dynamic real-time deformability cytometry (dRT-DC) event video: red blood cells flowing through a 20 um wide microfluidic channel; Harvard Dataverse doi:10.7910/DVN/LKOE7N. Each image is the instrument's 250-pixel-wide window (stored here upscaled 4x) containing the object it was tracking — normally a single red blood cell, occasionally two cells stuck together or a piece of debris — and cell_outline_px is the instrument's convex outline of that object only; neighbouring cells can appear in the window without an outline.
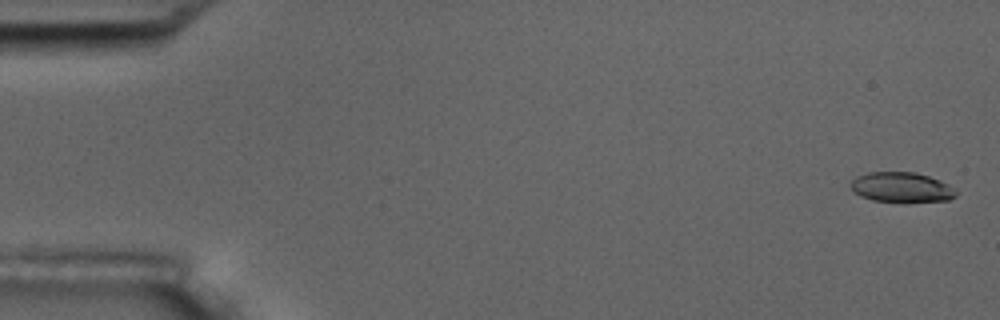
{"species": "common noctule bat (a hibernating species)", "species_latin": "Nyctalus noctula", "temperature_condition": "room temperature", "stored_images_in_passage": 5, "camera_frame_rate_fps": 3000, "um_per_image_px": 0.085, "animal": {"sex": "male", "body_mass_g": 17.5, "forearm_length_mm": 52.3}, "frame": {"image": 1, "passage_image": 1, "time_ms": 0.0, "image_size_px": [1000, 320], "cell_outline_px": [[960, 192], [956, 196], [948, 200], [904, 204], [872, 200], [860, 196], [852, 192], [848, 184], [856, 176], [868, 172], [916, 172], [940, 180], [948, 184]], "centroid_in_image_um": [76.62, 15.95], "position_along_channel_um": 8.4, "area_um2": 19.31}}
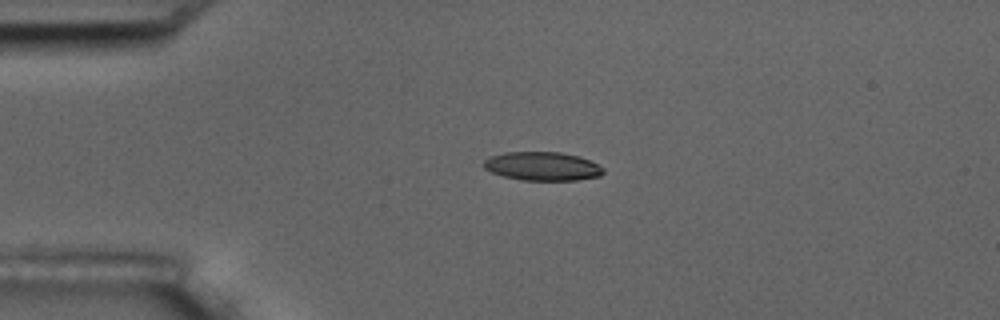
{"frame": {"image": 2, "passage_image": 4, "time_ms": 4.0, "image_size_px": [1000, 320], "cell_outline_px": [[604, 172], [600, 176], [576, 180], [520, 180], [504, 176], [492, 172], [484, 168], [484, 160], [488, 156], [504, 152], [560, 152], [580, 156], [604, 168]], "centroid_in_image_um": [46.09, 14.12], "position_along_channel_um": 38.9, "area_um2": 20.0}}